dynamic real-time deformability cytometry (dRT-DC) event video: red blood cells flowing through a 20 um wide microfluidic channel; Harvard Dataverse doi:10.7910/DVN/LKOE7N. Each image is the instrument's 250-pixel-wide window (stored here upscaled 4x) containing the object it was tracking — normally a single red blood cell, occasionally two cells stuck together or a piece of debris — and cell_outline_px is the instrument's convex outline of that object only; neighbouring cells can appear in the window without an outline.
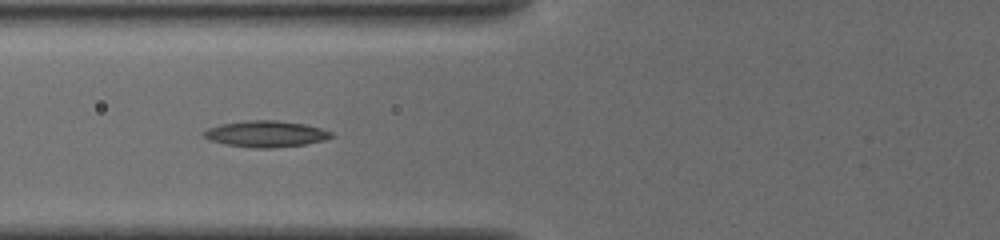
{"species": "common noctule bat (a hibernating species)", "species_latin": "Nyctalus noctula", "temperature_condition": "cold", "stored_images_in_passage": 15, "camera_frame_rate_fps": 3000, "um_per_image_px": 0.085, "animal": {"sex": "female", "body_mass_g": 19.5, "forearm_length_mm": 54.1}, "frame": {"image": 1, "passage_image": 5, "time_ms": 1.333, "image_size_px": [1000, 240], "cell_outline_px": [[332, 136], [324, 140], [304, 144], [272, 148], [252, 148], [228, 144], [208, 140], [200, 132], [208, 128], [220, 124], [244, 120], [276, 120], [304, 124], [320, 128], [332, 132]], "centroid_in_image_um": [22.55, 11.37], "position_along_channel_um": 103.3, "area_um2": 19.48}}
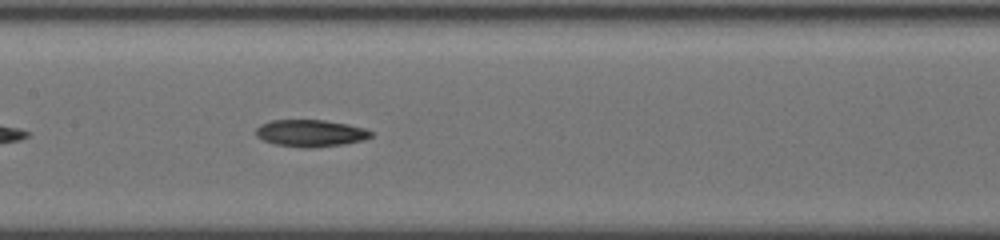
{"frame": {"image": 2, "passage_image": 11, "time_ms": 3.333, "image_size_px": [1000, 240], "cell_outline_px": [[372, 136], [364, 140], [344, 144], [316, 148], [304, 148], [276, 144], [264, 140], [256, 136], [256, 128], [260, 124], [272, 120], [324, 120], [348, 124], [364, 128], [372, 132]], "centroid_in_image_um": [26.4, 11.32], "position_along_channel_um": 181.0, "area_um2": 18.15}}